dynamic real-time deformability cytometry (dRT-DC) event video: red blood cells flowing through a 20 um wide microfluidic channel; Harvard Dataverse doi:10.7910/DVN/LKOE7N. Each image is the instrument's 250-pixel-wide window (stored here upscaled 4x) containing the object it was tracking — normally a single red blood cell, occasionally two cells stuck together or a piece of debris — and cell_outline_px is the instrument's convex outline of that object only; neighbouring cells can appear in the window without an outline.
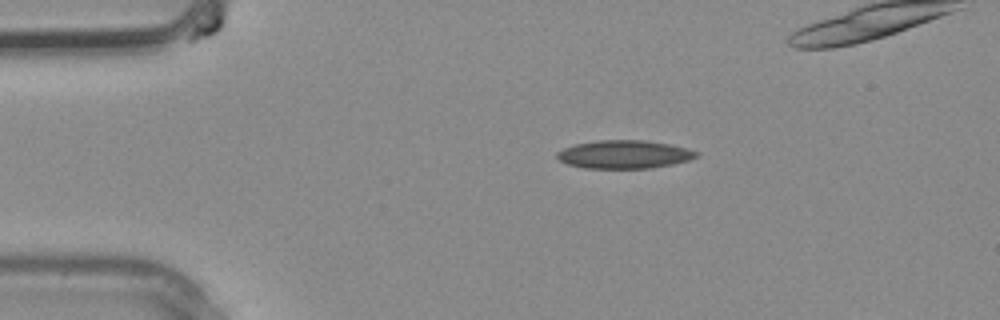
{"species": "common noctule bat (a hibernating species)", "species_latin": "Nyctalus noctula", "temperature_condition": "warm", "stored_images_in_passage": 3, "camera_frame_rate_fps": 3000, "um_per_image_px": 0.085, "animal": {"sex": "male", "body_mass_g": 20.4}, "frame": {"image": 1, "passage_image": 1, "time_ms": 0.0, "image_size_px": [1000, 320], "cell_outline_px": [[700, 156], [688, 160], [672, 164], [652, 168], [584, 168], [568, 164], [560, 160], [556, 156], [556, 152], [564, 148], [576, 144], [596, 140], [644, 140], [668, 144], [688, 148], [700, 152]], "centroid_in_image_um": [53.08, 13.12], "position_along_channel_um": 31.9, "area_um2": 22.95}}